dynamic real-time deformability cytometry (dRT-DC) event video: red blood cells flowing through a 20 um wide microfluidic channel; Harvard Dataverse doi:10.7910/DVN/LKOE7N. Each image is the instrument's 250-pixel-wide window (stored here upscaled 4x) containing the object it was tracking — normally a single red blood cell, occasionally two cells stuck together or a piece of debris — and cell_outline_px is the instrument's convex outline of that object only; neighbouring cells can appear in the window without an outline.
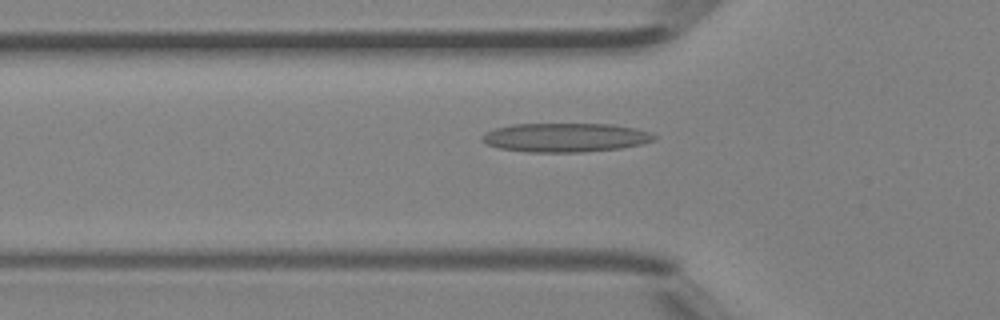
{"species": "Egyptian fruit bat (a non-hibernating species)", "species_latin": "Rousettus aegyptiacus", "temperature_condition": "room temperature", "stored_images_in_passage": 45, "camera_frame_rate_fps": 3000, "um_per_image_px": 0.085, "animal": {"sex": "female"}, "frame": {"image": 1, "passage_image": 15, "time_ms": 4.667, "image_size_px": [1000, 320], "cell_outline_px": [[656, 140], [640, 144], [620, 148], [580, 152], [528, 152], [500, 148], [488, 144], [480, 140], [480, 136], [496, 128], [512, 124], [612, 124], [636, 128], [652, 132], [656, 136]], "centroid_in_image_um": [48.08, 11.68], "position_along_channel_um": 77.7, "area_um2": 29.02}}
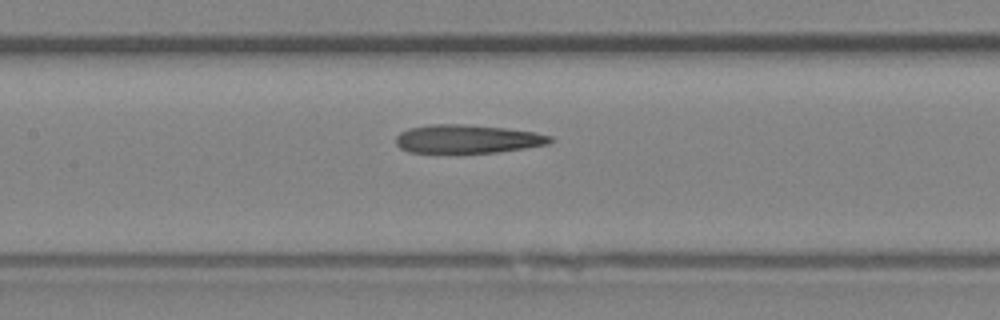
{"frame": {"image": 2, "passage_image": 21, "time_ms": 6.667, "image_size_px": [1000, 320], "cell_outline_px": [[552, 140], [548, 144], [500, 152], [460, 156], [456, 156], [408, 152], [400, 148], [396, 144], [396, 136], [400, 132], [408, 128], [432, 124], [464, 124], [504, 128], [536, 132], [552, 136]], "centroid_in_image_um": [39.66, 11.87], "position_along_channel_um": 167.7, "area_um2": 26.88}}
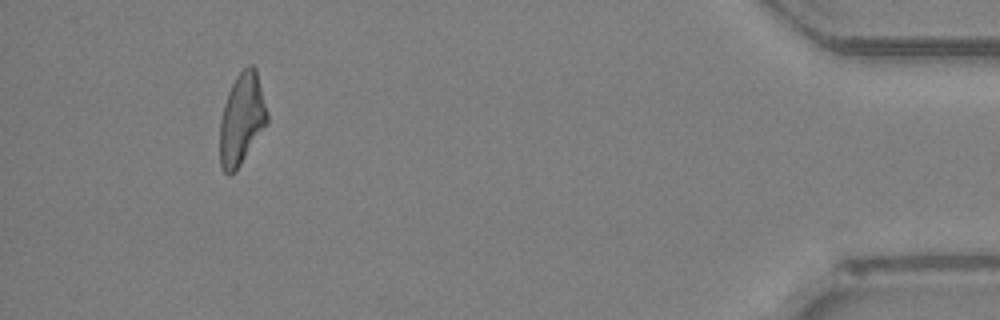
{"frame": {"image": 3, "passage_image": 42, "time_ms": 13.667, "image_size_px": [1000, 320], "cell_outline_px": [[268, 124], [240, 164], [228, 176], [220, 168], [220, 120], [224, 104], [228, 92], [236, 76], [248, 64], [252, 64], [256, 68], [268, 112]], "centroid_in_image_um": [20.56, 10.1], "position_along_channel_um": 414.6, "area_um2": 25.26}, "authors_computed_cell_mechanics": {"area_um2": 26.7614, "velocity_mm_per_s": 4.5052, "shape_relaxation_time_tau1_ms": null, "shape_relaxation_time_tau2_ms": 4.6107, "deformation_change_tau1": null, "deformation_change_tau2": 0.1817}}